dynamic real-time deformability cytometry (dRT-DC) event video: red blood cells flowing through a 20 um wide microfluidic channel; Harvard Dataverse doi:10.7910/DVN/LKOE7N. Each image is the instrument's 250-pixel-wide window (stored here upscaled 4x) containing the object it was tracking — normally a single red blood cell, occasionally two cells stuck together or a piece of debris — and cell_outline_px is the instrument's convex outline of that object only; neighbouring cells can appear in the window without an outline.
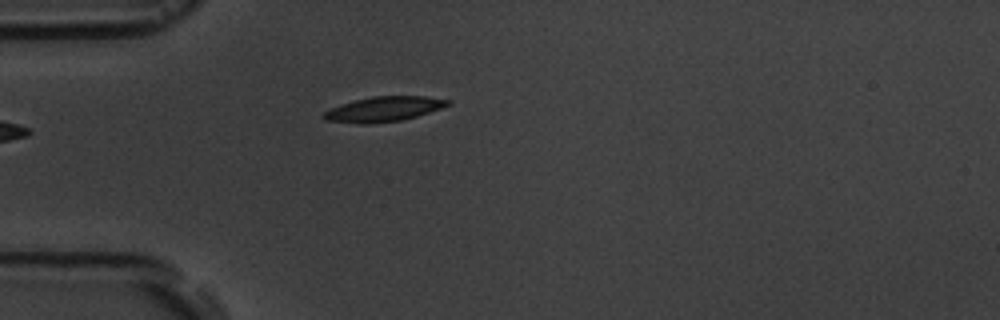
{"species": "common noctule bat (a hibernating species)", "species_latin": "Nyctalus noctula", "temperature_condition": "room temperature", "stored_images_in_passage": 6, "camera_frame_rate_fps": 3000, "um_per_image_px": 0.085, "animal": {"sex": "male", "body_mass_g": 19.5, "forearm_length_mm": 54.6}, "frame": {"image": 1, "passage_image": 6, "time_ms": 7.333, "image_size_px": [1000, 320], "cell_outline_px": [[452, 104], [416, 116], [400, 120], [364, 124], [360, 124], [324, 120], [320, 116], [324, 112], [332, 108], [356, 100], [372, 96], [424, 96], [452, 100]], "centroid_in_image_um": [32.62, 9.27], "position_along_channel_um": 52.4, "area_um2": 17.8}}